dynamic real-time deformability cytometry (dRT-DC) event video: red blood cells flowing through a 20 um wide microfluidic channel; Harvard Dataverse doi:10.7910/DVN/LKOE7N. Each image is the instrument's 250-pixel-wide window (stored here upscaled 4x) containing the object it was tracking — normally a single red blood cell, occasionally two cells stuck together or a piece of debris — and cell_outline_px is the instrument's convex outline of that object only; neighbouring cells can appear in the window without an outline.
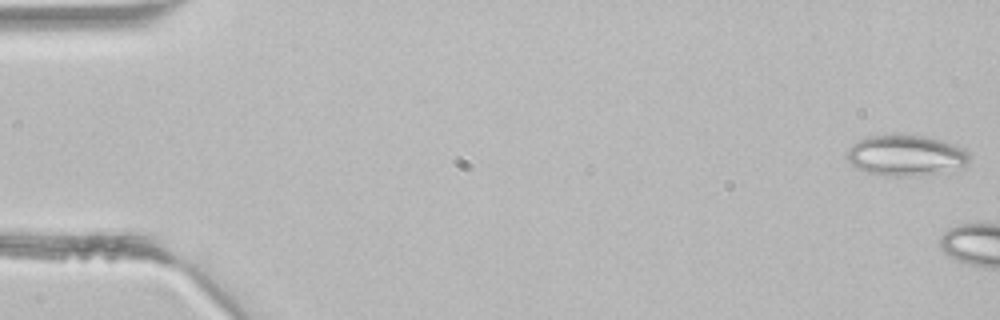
{"species": "common noctule bat (a hibernating species)", "species_latin": "Nyctalus noctula", "temperature_condition": "room temperature", "stored_images_in_passage": 6, "camera_frame_rate_fps": 3000, "um_per_image_px": 0.085, "animal": {"sex": "male", "body_mass_g": 21.5, "forearm_length_mm": 52.0}, "frame": {"image": 1, "passage_image": 1, "time_ms": 0.0, "image_size_px": [1000, 320], "cell_outline_px": [[972, 156], [968, 164], [960, 172], [912, 176], [884, 176], [868, 172], [852, 164], [844, 156], [848, 148], [852, 144], [864, 136], [924, 136], [956, 144], [964, 148]], "centroid_in_image_um": [77.1, 13.25], "position_along_channel_um": 7.9, "area_um2": 29.77}}